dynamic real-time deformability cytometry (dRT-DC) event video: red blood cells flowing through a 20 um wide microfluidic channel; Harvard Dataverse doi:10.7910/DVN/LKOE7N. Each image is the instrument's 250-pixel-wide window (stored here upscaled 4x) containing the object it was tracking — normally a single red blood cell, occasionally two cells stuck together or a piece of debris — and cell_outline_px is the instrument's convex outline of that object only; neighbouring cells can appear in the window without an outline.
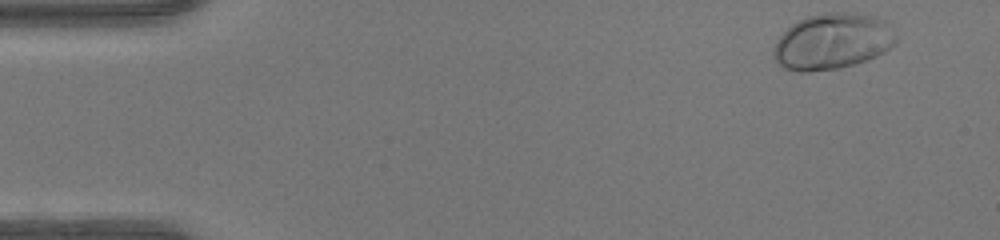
{"species": "human", "species_latin": "Homo sapiens", "temperature_condition": "warm", "stored_images_in_passage": 46, "camera_frame_rate_fps": 3000, "um_per_image_px": 0.085, "donor": {"sex": "female"}, "frame": {"image": 1, "passage_image": 1, "time_ms": 0.0, "image_size_px": [1000, 240], "cell_outline_px": [[896, 44], [884, 52], [868, 60], [840, 68], [808, 72], [796, 72], [784, 68], [772, 56], [772, 48], [776, 40], [792, 24], [808, 16], [820, 12], [852, 12], [872, 16], [884, 20], [896, 36]], "centroid_in_image_um": [70.73, 3.53], "position_along_channel_um": 14.3, "area_um2": 40.17}}
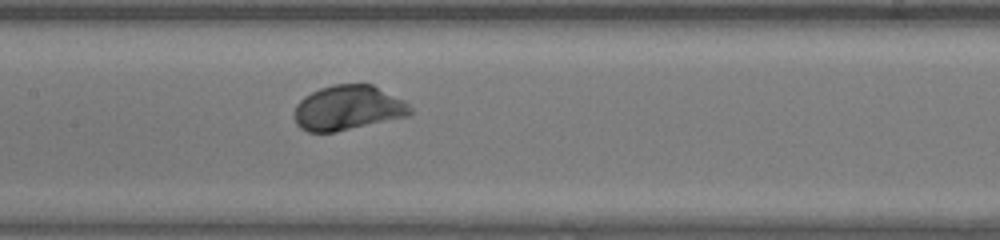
{"frame": {"image": 2, "passage_image": 21, "time_ms": 6.667, "image_size_px": [1000, 240], "cell_outline_px": [[412, 112], [408, 116], [336, 132], [308, 132], [300, 128], [296, 124], [292, 116], [292, 112], [296, 104], [304, 96], [320, 88], [332, 84], [372, 84], [404, 100], [412, 108]], "centroid_in_image_um": [29.54, 9.17], "position_along_channel_um": 177.9, "area_um2": 30.58}}
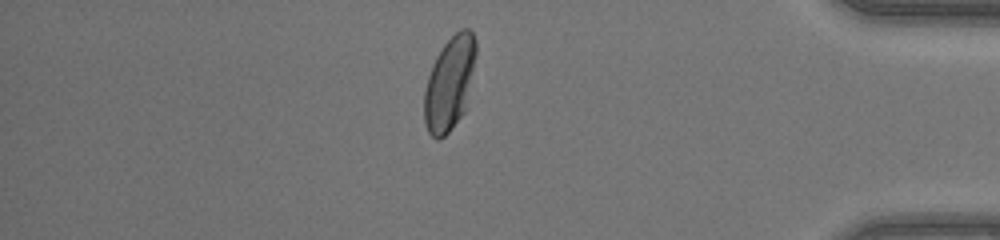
{"frame": {"image": 3, "passage_image": 39, "time_ms": 12.667, "image_size_px": [1000, 240], "cell_outline_px": [[476, 52], [468, 108], [448, 132], [444, 136], [436, 140], [428, 132], [424, 124], [424, 88], [432, 64], [436, 56], [444, 44], [460, 28], [468, 28], [472, 32], [476, 40]], "centroid_in_image_um": [38.22, 7.1], "position_along_channel_um": 397.0, "area_um2": 28.67}, "authors_computed_cell_mechanics": {"area_um2": 29.7959, "velocity_mm_per_s": 4.2436, "shape_relaxation_time_tau1_ms": 1.5994, "shape_relaxation_time_tau2_ms": null, "deformation_change_tau1": 0.1385, "deformation_change_tau2": null}}